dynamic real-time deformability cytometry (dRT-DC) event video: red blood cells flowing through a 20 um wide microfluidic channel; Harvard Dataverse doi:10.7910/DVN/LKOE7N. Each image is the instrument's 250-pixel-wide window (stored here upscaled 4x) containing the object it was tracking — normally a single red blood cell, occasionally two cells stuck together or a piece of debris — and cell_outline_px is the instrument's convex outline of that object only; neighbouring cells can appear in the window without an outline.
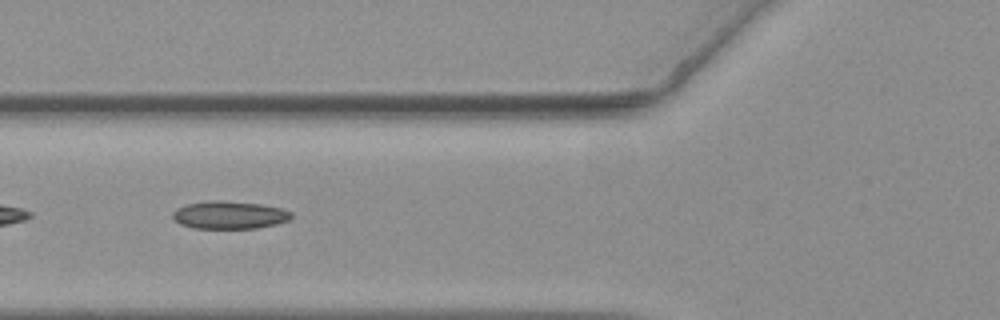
{"species": "common noctule bat (a hibernating species)", "species_latin": "Nyctalus noctula", "temperature_condition": "warm", "stored_images_in_passage": 30, "camera_frame_rate_fps": 3000, "um_per_image_px": 0.085, "animal": {"sex": "female", "body_mass_g": 19.3, "forearm_length_mm": 54.1}, "frame": {"image": 1, "passage_image": 5, "time_ms": 1.333, "image_size_px": [1000, 320], "cell_outline_px": [[292, 216], [288, 220], [276, 224], [256, 228], [192, 228], [180, 224], [172, 220], [172, 212], [176, 208], [188, 204], [212, 200], [220, 200], [260, 204], [280, 208], [292, 212]], "centroid_in_image_um": [19.45, 18.28], "position_along_channel_um": 106.3, "area_um2": 19.19}}
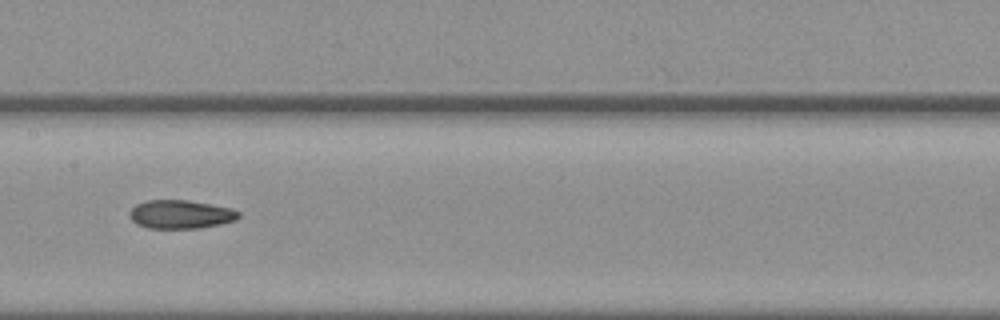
{"frame": {"image": 2, "passage_image": 12, "time_ms": 3.667, "image_size_px": [1000, 320], "cell_outline_px": [[240, 216], [236, 220], [220, 224], [200, 228], [148, 228], [136, 224], [128, 216], [128, 212], [136, 204], [148, 200], [188, 200], [232, 208], [240, 212]], "centroid_in_image_um": [15.34, 18.22], "position_along_channel_um": 192.1, "area_um2": 18.26}}
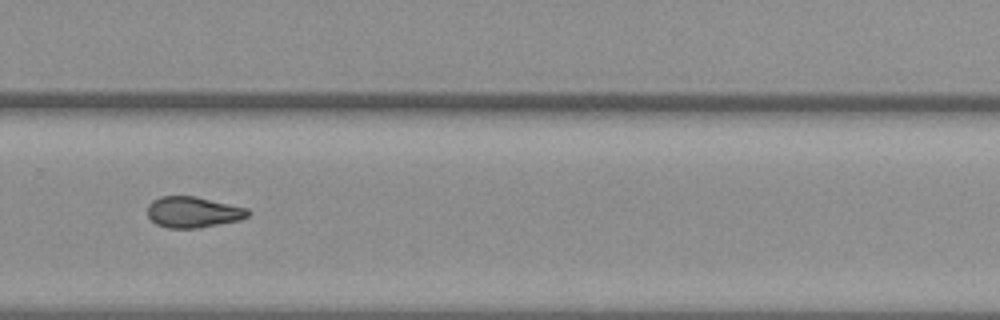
{"frame": {"image": 3, "passage_image": 22, "time_ms": 7.0, "image_size_px": [1000, 320], "cell_outline_px": [[252, 212], [248, 216], [240, 220], [200, 228], [168, 228], [156, 224], [148, 216], [148, 204], [152, 200], [160, 196], [196, 196], [248, 208]], "centroid_in_image_um": [16.43, 18.03], "position_along_channel_um": 313.4, "area_um2": 18.32}, "authors_computed_cell_mechanics": {"area_um2": 18.1781, "velocity_mm_per_s": 3.653, "shape_relaxation_time_tau1_ms": null, "shape_relaxation_time_tau2_ms": 5.3224, "deformation_change_tau1": null, "deformation_change_tau2": 0.1052}}